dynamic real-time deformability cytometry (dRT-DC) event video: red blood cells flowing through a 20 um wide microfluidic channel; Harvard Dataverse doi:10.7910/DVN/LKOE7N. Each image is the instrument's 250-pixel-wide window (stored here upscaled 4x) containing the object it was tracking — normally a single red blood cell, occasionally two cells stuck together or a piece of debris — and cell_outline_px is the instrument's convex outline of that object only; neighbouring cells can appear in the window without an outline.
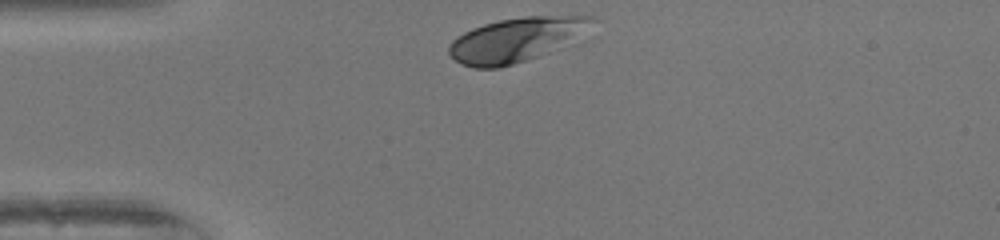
{"species": "human", "species_latin": "Homo sapiens", "temperature_condition": "warm", "stored_images_in_passage": 29, "camera_frame_rate_fps": 3000, "um_per_image_px": 0.085, "donor": {"sex": "female"}, "frame": {"image": 1, "passage_image": 1, "time_ms": 0.0, "image_size_px": [1000, 240], "cell_outline_px": [[600, 20], [576, 44], [512, 64], [496, 68], [472, 68], [460, 64], [448, 52], [448, 44], [456, 36], [472, 28], [484, 24], [500, 20], [524, 16], [596, 16]], "centroid_in_image_um": [44.02, 3.36], "position_along_channel_um": 41.0, "area_um2": 37.92}}
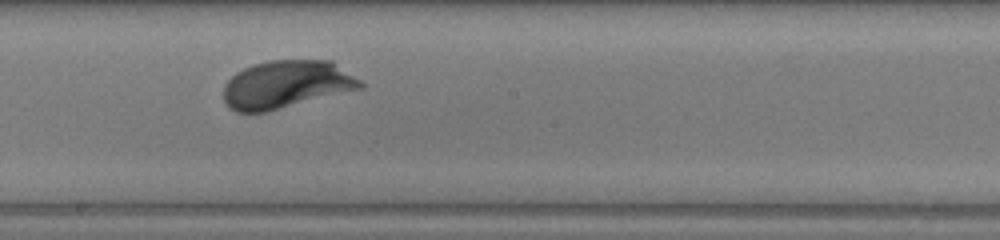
{"frame": {"image": 2, "passage_image": 17, "time_ms": 5.333, "image_size_px": [1000, 240], "cell_outline_px": [[364, 88], [264, 112], [236, 112], [228, 108], [224, 100], [224, 84], [236, 72], [252, 64], [268, 60], [332, 60], [360, 80], [364, 84]], "centroid_in_image_um": [24.33, 7.17], "position_along_channel_um": 223.9, "area_um2": 38.21}}
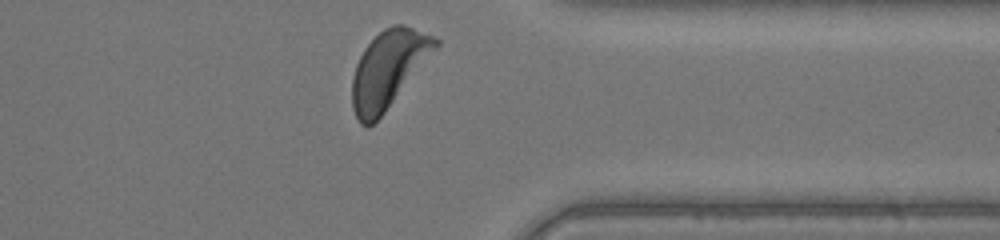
{"frame": {"image": 3, "passage_image": 29, "time_ms": 9.333, "image_size_px": [1000, 240], "cell_outline_px": [[440, 44], [384, 112], [368, 128], [360, 124], [352, 108], [352, 80], [356, 64], [364, 48], [384, 28], [392, 24], [404, 24], [436, 36], [440, 40]], "centroid_in_image_um": [33.0, 5.85], "position_along_channel_um": 378.4, "area_um2": 36.99}, "authors_computed_cell_mechanics": {"area_um2": 37.57, "velocity_mm_per_s": 4.0021, "shape_relaxation_time_tau1_ms": 1.412, "shape_relaxation_time_tau2_ms": null, "deformation_change_tau1": 0.136, "deformation_change_tau2": null}}